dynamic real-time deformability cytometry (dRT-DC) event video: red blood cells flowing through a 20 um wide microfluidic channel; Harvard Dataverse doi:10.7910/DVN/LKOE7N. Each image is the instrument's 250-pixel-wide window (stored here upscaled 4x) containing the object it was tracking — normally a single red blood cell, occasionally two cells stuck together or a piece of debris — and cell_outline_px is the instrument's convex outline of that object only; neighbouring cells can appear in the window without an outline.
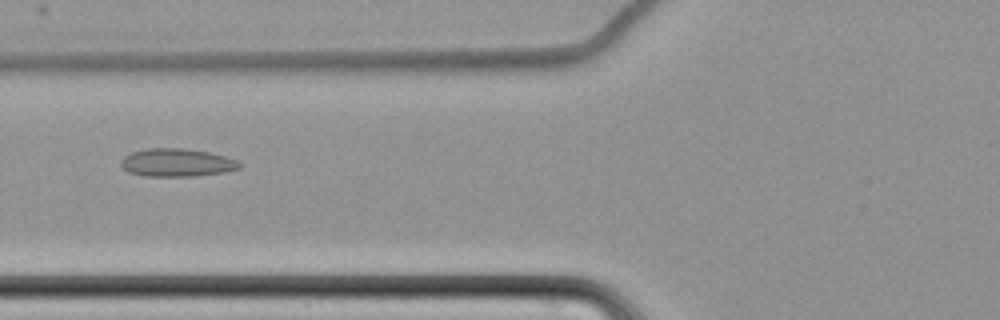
{"species": "common noctule bat (a hibernating species)", "species_latin": "Nyctalus noctula", "temperature_condition": "cold", "stored_images_in_passage": 6, "camera_frame_rate_fps": 3000, "um_per_image_px": 0.085, "animal": {"sex": "female", "body_mass_g": 22.7, "forearm_length_mm": 54.2}, "frame": {"image": 1, "passage_image": 4, "time_ms": 3.667, "image_size_px": [1000, 320], "cell_outline_px": [[244, 164], [240, 168], [224, 172], [196, 176], [144, 176], [128, 172], [120, 164], [120, 160], [124, 156], [132, 152], [148, 148], [184, 148], [208, 152], [224, 156], [236, 160]], "centroid_in_image_um": [15.03, 13.82], "position_along_channel_um": 110.8, "area_um2": 19.42}}
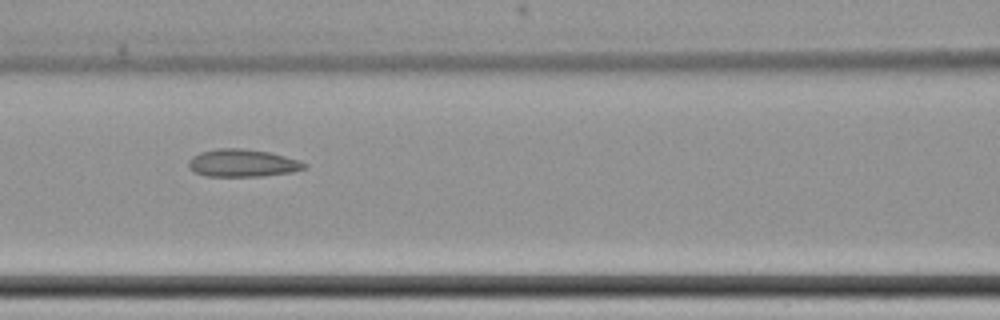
{"frame": {"image": 2, "passage_image": 5, "time_ms": 4.667, "image_size_px": [1000, 320], "cell_outline_px": [[308, 168], [292, 172], [264, 176], [204, 176], [192, 172], [188, 168], [188, 160], [192, 156], [200, 152], [216, 148], [240, 148], [268, 152], [300, 160], [308, 164]], "centroid_in_image_um": [20.59, 13.87], "position_along_channel_um": 146.0, "area_um2": 18.9}}
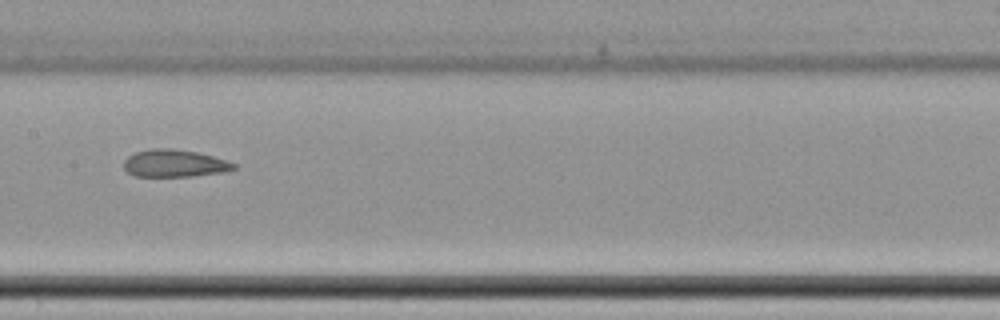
{"frame": {"image": 3, "passage_image": 6, "time_ms": 6.0, "image_size_px": [1000, 320], "cell_outline_px": [[236, 168], [224, 172], [192, 176], [136, 176], [128, 172], [124, 168], [124, 160], [128, 156], [136, 152], [152, 148], [172, 148], [196, 152], [228, 160], [236, 164]], "centroid_in_image_um": [14.84, 13.88], "position_along_channel_um": 192.6, "area_um2": 17.51}}